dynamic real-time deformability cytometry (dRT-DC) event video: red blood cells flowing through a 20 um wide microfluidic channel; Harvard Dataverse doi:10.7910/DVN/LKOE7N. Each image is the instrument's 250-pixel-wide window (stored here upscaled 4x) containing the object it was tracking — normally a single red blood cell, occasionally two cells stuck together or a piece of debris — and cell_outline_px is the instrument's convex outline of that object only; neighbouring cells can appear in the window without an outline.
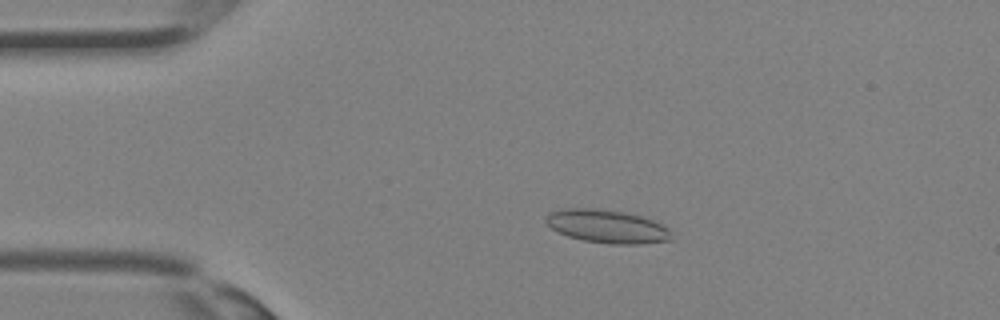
{"species": "Egyptian fruit bat (a non-hibernating species)", "species_latin": "Rousettus aegyptiacus", "temperature_condition": "room temperature", "stored_images_in_passage": 29, "camera_frame_rate_fps": 3000, "um_per_image_px": 0.085, "animal": {"sex": "female"}, "frame": {"image": 1, "passage_image": 1, "time_ms": 0.0, "image_size_px": [1000, 320], "cell_outline_px": [[672, 240], [640, 244], [608, 244], [584, 240], [568, 236], [552, 228], [544, 220], [544, 216], [548, 212], [564, 208], [592, 208], [624, 212], [640, 216], [652, 220], [668, 228], [672, 232]], "centroid_in_image_um": [51.59, 19.24], "position_along_channel_um": 33.4, "area_um2": 24.33}}
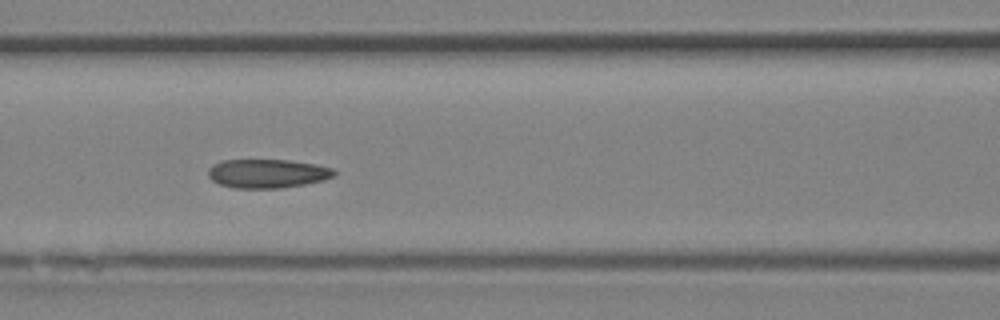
{"frame": {"image": 2, "passage_image": 9, "time_ms": 2.667, "image_size_px": [1000, 320], "cell_outline_px": [[336, 176], [324, 180], [304, 184], [280, 188], [236, 188], [220, 184], [212, 180], [208, 176], [208, 168], [212, 164], [224, 160], [288, 160], [316, 164], [332, 168], [336, 172]], "centroid_in_image_um": [22.73, 14.74], "position_along_channel_um": 143.9, "area_um2": 21.21}}
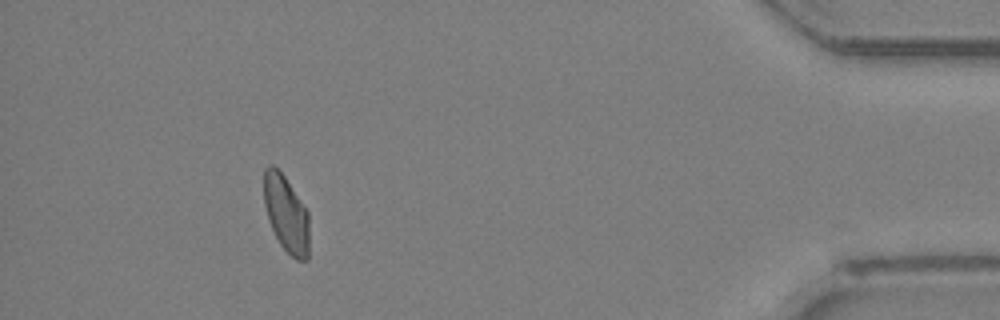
{"frame": {"image": 3, "passage_image": 26, "time_ms": 8.333, "image_size_px": [1000, 320], "cell_outline_px": [[308, 260], [296, 260], [280, 244], [268, 220], [264, 204], [264, 168], [268, 164], [272, 164], [284, 176], [308, 212]], "centroid_in_image_um": [24.31, 18.17], "position_along_channel_um": 410.9, "area_um2": 20.0}}